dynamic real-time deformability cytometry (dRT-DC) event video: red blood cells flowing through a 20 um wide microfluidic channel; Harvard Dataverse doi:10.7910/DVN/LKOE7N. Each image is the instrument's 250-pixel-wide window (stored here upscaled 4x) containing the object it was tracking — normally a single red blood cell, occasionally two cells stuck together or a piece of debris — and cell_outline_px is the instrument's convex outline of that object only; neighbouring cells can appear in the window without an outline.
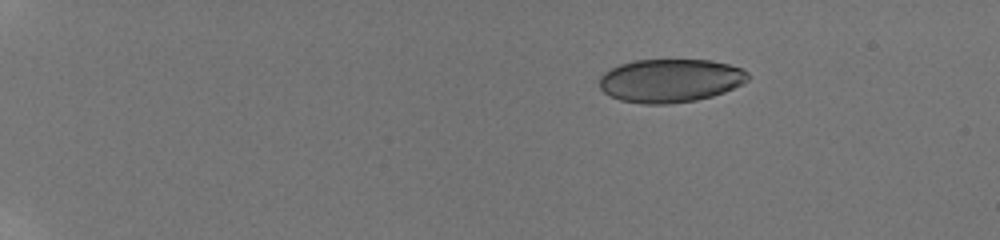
{"species": "human", "species_latin": "Homo sapiens", "temperature_condition": "room temperature", "stored_images_in_passage": 66, "camera_frame_rate_fps": 3000, "um_per_image_px": 0.085, "donor": {"sex": "male"}, "frame": {"image": 1, "passage_image": 1, "time_ms": 0.0, "image_size_px": [1000, 240], "cell_outline_px": [[748, 80], [724, 92], [712, 96], [696, 100], [668, 104], [644, 104], [620, 100], [604, 92], [600, 88], [600, 76], [604, 72], [620, 64], [632, 60], [712, 60], [728, 64], [740, 68], [748, 72]], "centroid_in_image_um": [56.96, 6.85], "position_along_channel_um": 28.0, "area_um2": 37.45}}
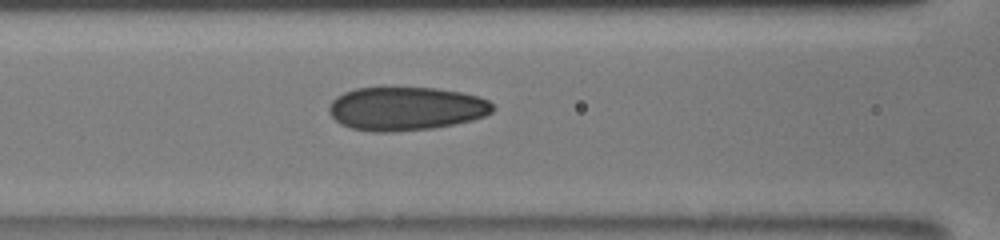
{"frame": {"image": 2, "passage_image": 29, "time_ms": 6.0, "image_size_px": [1000, 240], "cell_outline_px": [[492, 112], [484, 116], [472, 120], [432, 128], [392, 132], [372, 132], [352, 128], [340, 124], [328, 112], [328, 108], [332, 100], [336, 96], [344, 92], [356, 88], [436, 88], [460, 92], [476, 96], [488, 100], [492, 104]], "centroid_in_image_um": [34.46, 9.24], "position_along_channel_um": 132.1, "area_um2": 41.38}}
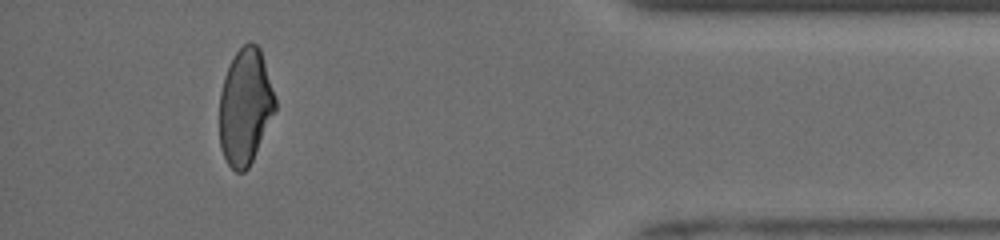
{"frame": {"image": 3, "passage_image": 60, "time_ms": 14.0, "image_size_px": [1000, 240], "cell_outline_px": [[276, 112], [248, 168], [244, 172], [236, 172], [228, 164], [220, 148], [220, 92], [224, 76], [236, 52], [248, 40], [256, 44], [260, 48], [276, 100]], "centroid_in_image_um": [20.85, 9.07], "position_along_channel_um": 414.4, "area_um2": 37.63}, "authors_computed_cell_mechanics": {"area_um2": 40.171, "velocity_mm_per_s": 3.953, "shape_relaxation_time_tau1_ms": 11.0484, "shape_relaxation_time_tau2_ms": 1.1062, "deformation_change_tau1": 0.2192, "deformation_change_tau2": 0.0689}}